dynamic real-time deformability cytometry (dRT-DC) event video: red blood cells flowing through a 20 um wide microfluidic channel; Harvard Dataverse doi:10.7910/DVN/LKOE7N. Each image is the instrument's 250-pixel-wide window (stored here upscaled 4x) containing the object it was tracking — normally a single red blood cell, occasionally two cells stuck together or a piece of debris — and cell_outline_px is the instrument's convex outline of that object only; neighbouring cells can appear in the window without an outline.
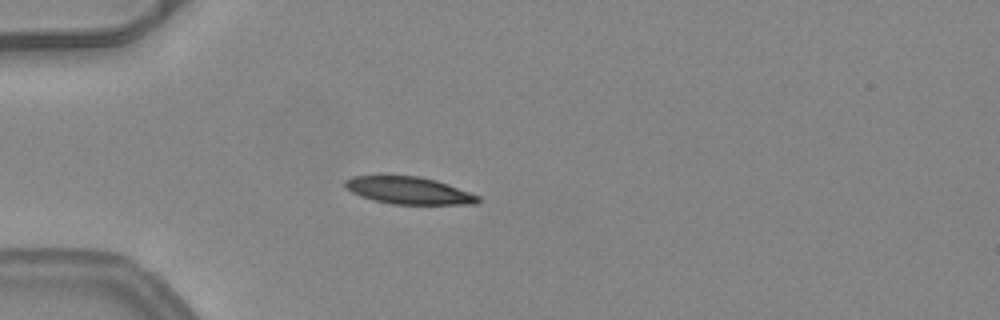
{"species": "common noctule bat (a hibernating species)", "species_latin": "Nyctalus noctula", "temperature_condition": "warm", "stored_images_in_passage": 37, "camera_frame_rate_fps": 3000, "um_per_image_px": 0.085, "animal": {"sex": "female", "body_mass_g": 24.6, "forearm_length_mm": 56.2}, "frame": {"image": 1, "passage_image": 1, "time_ms": 0.0, "image_size_px": [1000, 320], "cell_outline_px": [[480, 200], [476, 204], [392, 204], [372, 200], [360, 196], [344, 188], [344, 180], [352, 176], [380, 172], [420, 176], [436, 180], [448, 184], [480, 196]], "centroid_in_image_um": [34.63, 16.13], "position_along_channel_um": 50.4, "area_um2": 22.14}, "authors_computed_cell_mechanics": {"area_um2": 21.9062, "velocity_mm_per_s": 4.056, "shape_relaxation_time_tau1_ms": null, "shape_relaxation_time_tau2_ms": 2.4871, "deformation_change_tau1": null, "deformation_change_tau2": 0.084}}